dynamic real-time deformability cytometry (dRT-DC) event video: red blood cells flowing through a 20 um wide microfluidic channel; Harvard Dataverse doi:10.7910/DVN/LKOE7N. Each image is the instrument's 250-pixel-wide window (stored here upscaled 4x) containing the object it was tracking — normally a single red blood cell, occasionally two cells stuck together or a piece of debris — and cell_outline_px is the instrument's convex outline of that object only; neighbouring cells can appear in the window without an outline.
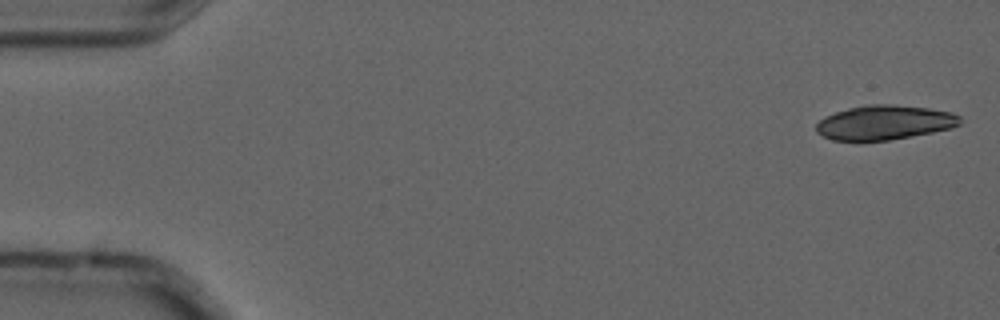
{"species": "common noctule bat (a hibernating species)", "species_latin": "Nyctalus noctula", "temperature_condition": "cold", "stored_images_in_passage": 6, "camera_frame_rate_fps": 3000, "um_per_image_px": 0.085, "animal": {"sex": "male", "forearm_length_mm": 52.5}, "frame": {"image": 1, "passage_image": 1, "time_ms": 0.0, "image_size_px": [1000, 320], "cell_outline_px": [[960, 124], [952, 128], [932, 132], [888, 140], [832, 140], [816, 132], [816, 124], [824, 116], [848, 108], [868, 104], [892, 104], [928, 108], [952, 112], [960, 116]], "centroid_in_image_um": [75.18, 10.4], "position_along_channel_um": 9.8, "area_um2": 28.73}}